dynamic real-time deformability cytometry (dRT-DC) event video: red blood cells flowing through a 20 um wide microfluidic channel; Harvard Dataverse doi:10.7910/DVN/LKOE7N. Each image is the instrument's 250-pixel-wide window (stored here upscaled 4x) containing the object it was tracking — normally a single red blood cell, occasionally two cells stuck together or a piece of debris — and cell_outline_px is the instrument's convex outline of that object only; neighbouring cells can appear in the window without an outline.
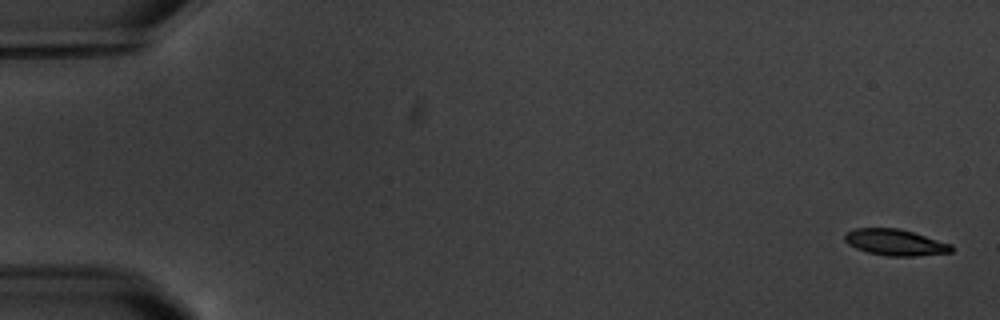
{"species": "common noctule bat (a hibernating species)", "species_latin": "Nyctalus noctula", "temperature_condition": "warm", "stored_images_in_passage": 8, "camera_frame_rate_fps": 3000, "um_per_image_px": 0.085, "animal": {"sex": "male", "body_mass_g": 20.1, "forearm_length_mm": 53.5}, "frame": {"image": 1, "passage_image": 1, "time_ms": 0.0, "image_size_px": [1000, 320], "cell_outline_px": [[952, 252], [916, 256], [888, 256], [868, 252], [856, 248], [848, 244], [844, 240], [844, 232], [856, 228], [900, 228], [952, 244]], "centroid_in_image_um": [76.07, 20.59], "position_along_channel_um": 8.9, "area_um2": 16.36}}
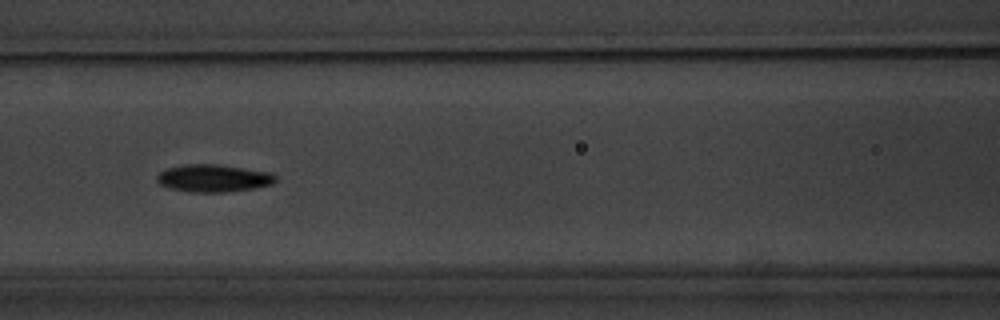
{"frame": {"image": 2, "passage_image": 8, "time_ms": 8.333, "image_size_px": [1000, 320], "cell_outline_px": [[276, 180], [272, 184], [252, 188], [224, 192], [192, 192], [168, 188], [160, 184], [156, 180], [156, 176], [160, 172], [168, 168], [188, 164], [216, 164], [272, 172], [276, 176]], "centroid_in_image_um": [18.14, 15.14], "position_along_channel_um": 148.5, "area_um2": 18.9}}